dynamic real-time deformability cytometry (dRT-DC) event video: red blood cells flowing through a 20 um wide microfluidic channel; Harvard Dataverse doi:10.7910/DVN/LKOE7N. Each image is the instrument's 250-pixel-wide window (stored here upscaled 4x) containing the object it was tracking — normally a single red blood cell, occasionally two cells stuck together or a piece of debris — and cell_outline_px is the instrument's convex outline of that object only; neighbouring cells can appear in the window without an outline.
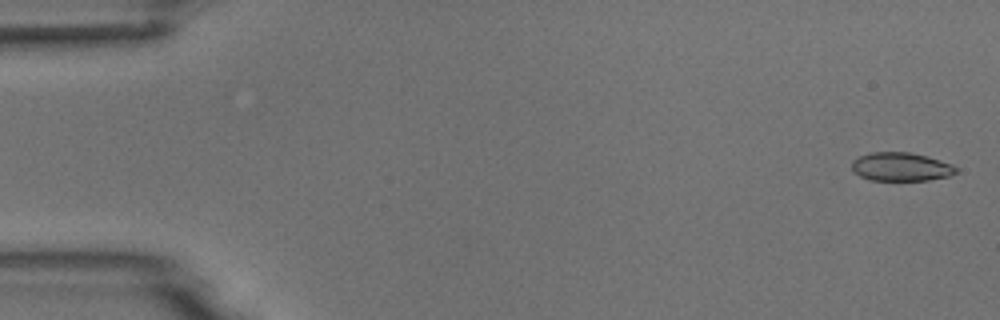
{"species": "common noctule bat (a hibernating species)", "species_latin": "Nyctalus noctula", "temperature_condition": "room temperature", "stored_images_in_passage": 5, "camera_frame_rate_fps": 3000, "um_per_image_px": 0.085, "animal": {"sex": "male", "body_mass_g": 18.8}, "frame": {"image": 1, "passage_image": 1, "time_ms": 0.0, "image_size_px": [1000, 320], "cell_outline_px": [[956, 172], [948, 176], [928, 180], [868, 180], [860, 176], [852, 168], [852, 160], [860, 156], [872, 152], [908, 152], [928, 156], [952, 164], [956, 168]], "centroid_in_image_um": [76.57, 14.17], "position_along_channel_um": 8.4, "area_um2": 17.22}}
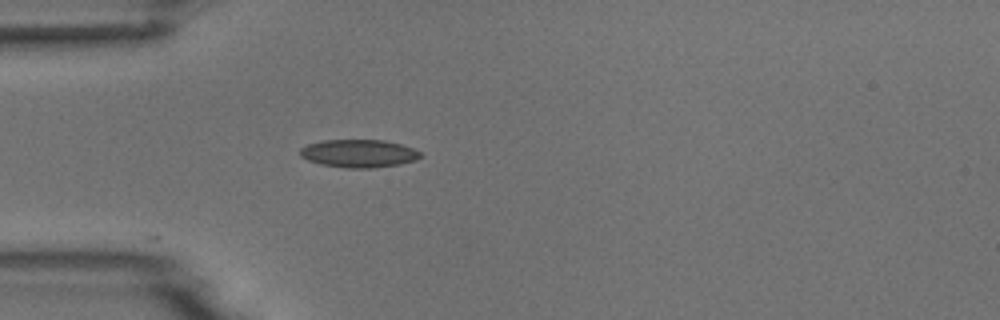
{"frame": {"image": 2, "passage_image": 5, "time_ms": 4.667, "image_size_px": [1000, 320], "cell_outline_px": [[424, 156], [416, 160], [400, 164], [372, 168], [344, 168], [320, 164], [308, 160], [300, 156], [300, 148], [308, 144], [324, 140], [384, 140], [400, 144], [412, 148], [420, 152]], "centroid_in_image_um": [30.5, 13.05], "position_along_channel_um": 54.5, "area_um2": 19.65}}